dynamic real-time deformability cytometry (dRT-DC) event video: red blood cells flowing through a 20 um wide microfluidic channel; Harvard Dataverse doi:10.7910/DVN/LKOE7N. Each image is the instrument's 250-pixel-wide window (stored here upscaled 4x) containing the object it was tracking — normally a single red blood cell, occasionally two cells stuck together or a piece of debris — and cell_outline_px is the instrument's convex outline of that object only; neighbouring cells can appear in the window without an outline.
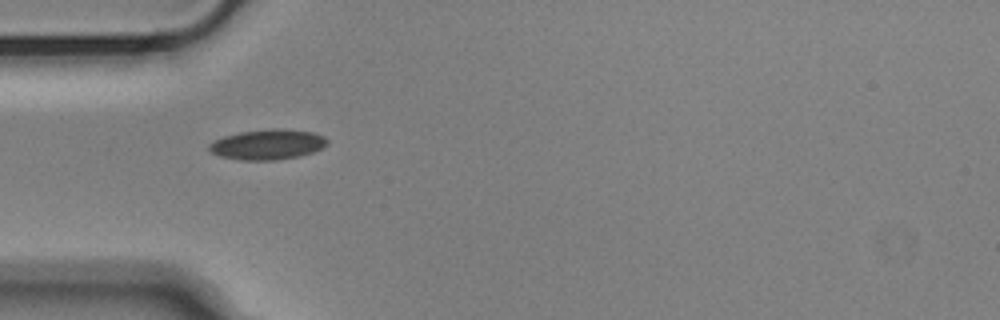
{"species": "Egyptian fruit bat (a non-hibernating species)", "species_latin": "Rousettus aegyptiacus", "temperature_condition": "cold", "stored_images_in_passage": 17, "camera_frame_rate_fps": 3000, "um_per_image_px": 0.085, "animal": {"sex": "male"}, "frame": {"image": 1, "passage_image": 1, "time_ms": 0.0, "image_size_px": [1000, 320], "cell_outline_px": [[328, 144], [312, 152], [300, 156], [276, 160], [240, 160], [220, 156], [212, 152], [208, 148], [208, 144], [224, 136], [240, 132], [272, 128], [280, 128], [312, 132], [324, 136], [328, 140]], "centroid_in_image_um": [22.75, 12.28], "position_along_channel_um": 62.2, "area_um2": 20.75}}
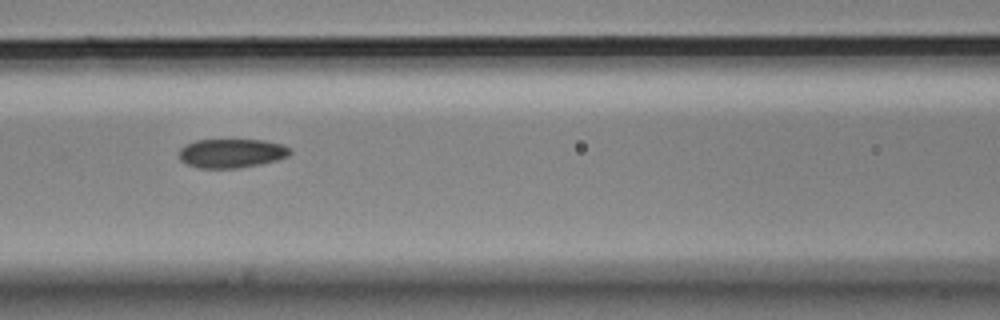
{"frame": {"image": 2, "passage_image": 8, "time_ms": 2.333, "image_size_px": [1000, 320], "cell_outline_px": [[292, 152], [288, 156], [276, 160], [260, 164], [240, 168], [200, 168], [188, 164], [180, 160], [180, 148], [196, 140], [264, 140], [284, 144]], "centroid_in_image_um": [19.71, 13.02], "position_along_channel_um": 146.9, "area_um2": 18.67}}
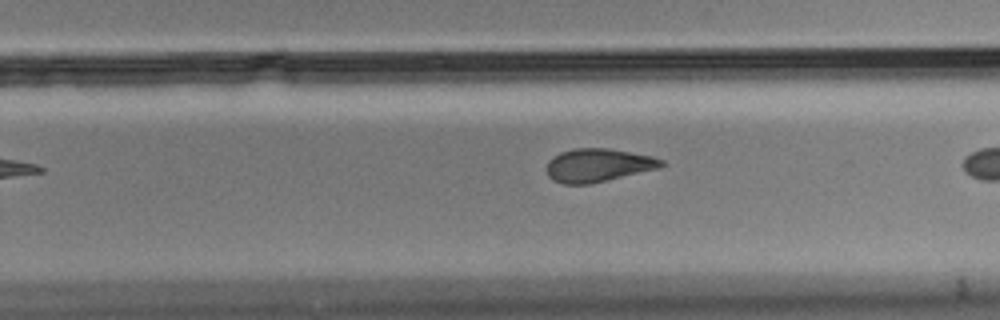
{"frame": {"image": 3, "passage_image": 16, "time_ms": 5.0, "image_size_px": [1000, 320], "cell_outline_px": [[664, 164], [660, 168], [608, 180], [588, 184], [564, 184], [552, 180], [548, 176], [548, 160], [552, 156], [560, 152], [572, 148], [608, 148], [652, 156], [664, 160]], "centroid_in_image_um": [50.83, 14.04], "position_along_channel_um": 279.0, "area_um2": 22.31}}